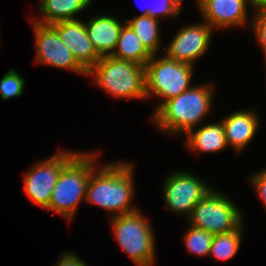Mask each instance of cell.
I'll use <instances>...</instances> for the list:
<instances>
[{
	"mask_svg": "<svg viewBox=\"0 0 266 266\" xmlns=\"http://www.w3.org/2000/svg\"><path fill=\"white\" fill-rule=\"evenodd\" d=\"M134 165L128 162L108 163L92 170L87 187L86 203L97 205L116 217L139 210L131 206L134 196Z\"/></svg>",
	"mask_w": 266,
	"mask_h": 266,
	"instance_id": "obj_1",
	"label": "cell"
},
{
	"mask_svg": "<svg viewBox=\"0 0 266 266\" xmlns=\"http://www.w3.org/2000/svg\"><path fill=\"white\" fill-rule=\"evenodd\" d=\"M214 93L212 84L193 85L156 108L152 121L161 131L187 134L212 110Z\"/></svg>",
	"mask_w": 266,
	"mask_h": 266,
	"instance_id": "obj_2",
	"label": "cell"
},
{
	"mask_svg": "<svg viewBox=\"0 0 266 266\" xmlns=\"http://www.w3.org/2000/svg\"><path fill=\"white\" fill-rule=\"evenodd\" d=\"M98 153L77 152L62 168L52 190L48 210L55 211L69 222L79 203L86 199V187L92 170L97 167Z\"/></svg>",
	"mask_w": 266,
	"mask_h": 266,
	"instance_id": "obj_3",
	"label": "cell"
},
{
	"mask_svg": "<svg viewBox=\"0 0 266 266\" xmlns=\"http://www.w3.org/2000/svg\"><path fill=\"white\" fill-rule=\"evenodd\" d=\"M96 85L119 99H146L145 66L112 56L101 57L87 72Z\"/></svg>",
	"mask_w": 266,
	"mask_h": 266,
	"instance_id": "obj_4",
	"label": "cell"
},
{
	"mask_svg": "<svg viewBox=\"0 0 266 266\" xmlns=\"http://www.w3.org/2000/svg\"><path fill=\"white\" fill-rule=\"evenodd\" d=\"M141 210L111 217L112 229L119 246L137 266H152L156 260L155 234Z\"/></svg>",
	"mask_w": 266,
	"mask_h": 266,
	"instance_id": "obj_5",
	"label": "cell"
},
{
	"mask_svg": "<svg viewBox=\"0 0 266 266\" xmlns=\"http://www.w3.org/2000/svg\"><path fill=\"white\" fill-rule=\"evenodd\" d=\"M157 57V58H156ZM194 66L168 58L153 55L145 65L146 97L158 96L163 98L157 105L177 97L193 85L191 80Z\"/></svg>",
	"mask_w": 266,
	"mask_h": 266,
	"instance_id": "obj_6",
	"label": "cell"
},
{
	"mask_svg": "<svg viewBox=\"0 0 266 266\" xmlns=\"http://www.w3.org/2000/svg\"><path fill=\"white\" fill-rule=\"evenodd\" d=\"M240 209L217 189H212L192 209L189 225L204 229L213 235L237 229L244 221Z\"/></svg>",
	"mask_w": 266,
	"mask_h": 266,
	"instance_id": "obj_7",
	"label": "cell"
},
{
	"mask_svg": "<svg viewBox=\"0 0 266 266\" xmlns=\"http://www.w3.org/2000/svg\"><path fill=\"white\" fill-rule=\"evenodd\" d=\"M162 188V197L168 210L188 217L194 206L213 189L196 175L184 170L169 174Z\"/></svg>",
	"mask_w": 266,
	"mask_h": 266,
	"instance_id": "obj_8",
	"label": "cell"
},
{
	"mask_svg": "<svg viewBox=\"0 0 266 266\" xmlns=\"http://www.w3.org/2000/svg\"><path fill=\"white\" fill-rule=\"evenodd\" d=\"M77 152L60 150L52 157L38 162L24 176L23 190L32 204L48 208L52 190L63 166Z\"/></svg>",
	"mask_w": 266,
	"mask_h": 266,
	"instance_id": "obj_9",
	"label": "cell"
},
{
	"mask_svg": "<svg viewBox=\"0 0 266 266\" xmlns=\"http://www.w3.org/2000/svg\"><path fill=\"white\" fill-rule=\"evenodd\" d=\"M35 35L36 64L71 70L87 76V71L77 62L67 45L59 38L50 24H41L31 20Z\"/></svg>",
	"mask_w": 266,
	"mask_h": 266,
	"instance_id": "obj_10",
	"label": "cell"
},
{
	"mask_svg": "<svg viewBox=\"0 0 266 266\" xmlns=\"http://www.w3.org/2000/svg\"><path fill=\"white\" fill-rule=\"evenodd\" d=\"M214 29L205 21L181 27L172 38L164 54L173 60L194 66L195 61L206 53Z\"/></svg>",
	"mask_w": 266,
	"mask_h": 266,
	"instance_id": "obj_11",
	"label": "cell"
},
{
	"mask_svg": "<svg viewBox=\"0 0 266 266\" xmlns=\"http://www.w3.org/2000/svg\"><path fill=\"white\" fill-rule=\"evenodd\" d=\"M69 47L77 62L88 72L101 58L89 40L83 21L68 20L50 24Z\"/></svg>",
	"mask_w": 266,
	"mask_h": 266,
	"instance_id": "obj_12",
	"label": "cell"
},
{
	"mask_svg": "<svg viewBox=\"0 0 266 266\" xmlns=\"http://www.w3.org/2000/svg\"><path fill=\"white\" fill-rule=\"evenodd\" d=\"M256 7V0H209L200 9L203 19L214 30L247 24L248 6Z\"/></svg>",
	"mask_w": 266,
	"mask_h": 266,
	"instance_id": "obj_13",
	"label": "cell"
},
{
	"mask_svg": "<svg viewBox=\"0 0 266 266\" xmlns=\"http://www.w3.org/2000/svg\"><path fill=\"white\" fill-rule=\"evenodd\" d=\"M89 40L97 53L111 56L116 49L118 38L124 23L113 15H98L84 22Z\"/></svg>",
	"mask_w": 266,
	"mask_h": 266,
	"instance_id": "obj_14",
	"label": "cell"
},
{
	"mask_svg": "<svg viewBox=\"0 0 266 266\" xmlns=\"http://www.w3.org/2000/svg\"><path fill=\"white\" fill-rule=\"evenodd\" d=\"M259 116L253 110H239L222 120L226 142L238 153L244 150L258 130Z\"/></svg>",
	"mask_w": 266,
	"mask_h": 266,
	"instance_id": "obj_15",
	"label": "cell"
},
{
	"mask_svg": "<svg viewBox=\"0 0 266 266\" xmlns=\"http://www.w3.org/2000/svg\"><path fill=\"white\" fill-rule=\"evenodd\" d=\"M185 143L188 149L197 153H216L228 147L222 121L190 130Z\"/></svg>",
	"mask_w": 266,
	"mask_h": 266,
	"instance_id": "obj_16",
	"label": "cell"
},
{
	"mask_svg": "<svg viewBox=\"0 0 266 266\" xmlns=\"http://www.w3.org/2000/svg\"><path fill=\"white\" fill-rule=\"evenodd\" d=\"M90 3H92V0H40V5L36 10L41 12L43 19L31 20L41 24L78 20L75 15L84 11L90 6Z\"/></svg>",
	"mask_w": 266,
	"mask_h": 266,
	"instance_id": "obj_17",
	"label": "cell"
},
{
	"mask_svg": "<svg viewBox=\"0 0 266 266\" xmlns=\"http://www.w3.org/2000/svg\"><path fill=\"white\" fill-rule=\"evenodd\" d=\"M111 56L120 60L137 62L145 66L153 55L125 22L122 26L116 49Z\"/></svg>",
	"mask_w": 266,
	"mask_h": 266,
	"instance_id": "obj_18",
	"label": "cell"
},
{
	"mask_svg": "<svg viewBox=\"0 0 266 266\" xmlns=\"http://www.w3.org/2000/svg\"><path fill=\"white\" fill-rule=\"evenodd\" d=\"M124 22L131 27L142 44L152 55H158V51L161 48V32L159 31L160 20L148 15H139L131 19H126Z\"/></svg>",
	"mask_w": 266,
	"mask_h": 266,
	"instance_id": "obj_19",
	"label": "cell"
},
{
	"mask_svg": "<svg viewBox=\"0 0 266 266\" xmlns=\"http://www.w3.org/2000/svg\"><path fill=\"white\" fill-rule=\"evenodd\" d=\"M243 226L244 223L231 232L214 235L209 256L218 261L232 259L240 249Z\"/></svg>",
	"mask_w": 266,
	"mask_h": 266,
	"instance_id": "obj_20",
	"label": "cell"
},
{
	"mask_svg": "<svg viewBox=\"0 0 266 266\" xmlns=\"http://www.w3.org/2000/svg\"><path fill=\"white\" fill-rule=\"evenodd\" d=\"M213 237L214 235L212 233L189 225L183 241L188 252L197 256H209Z\"/></svg>",
	"mask_w": 266,
	"mask_h": 266,
	"instance_id": "obj_21",
	"label": "cell"
},
{
	"mask_svg": "<svg viewBox=\"0 0 266 266\" xmlns=\"http://www.w3.org/2000/svg\"><path fill=\"white\" fill-rule=\"evenodd\" d=\"M25 80L15 70L10 69L0 80V96L4 100L12 97H19L23 93Z\"/></svg>",
	"mask_w": 266,
	"mask_h": 266,
	"instance_id": "obj_22",
	"label": "cell"
},
{
	"mask_svg": "<svg viewBox=\"0 0 266 266\" xmlns=\"http://www.w3.org/2000/svg\"><path fill=\"white\" fill-rule=\"evenodd\" d=\"M182 0H151V10L147 14L157 20L159 17L178 16L181 10Z\"/></svg>",
	"mask_w": 266,
	"mask_h": 266,
	"instance_id": "obj_23",
	"label": "cell"
},
{
	"mask_svg": "<svg viewBox=\"0 0 266 266\" xmlns=\"http://www.w3.org/2000/svg\"><path fill=\"white\" fill-rule=\"evenodd\" d=\"M255 9L254 18L251 20V26L252 29H254L255 38L264 52L263 54L265 55L266 62V12L260 11L257 7H255Z\"/></svg>",
	"mask_w": 266,
	"mask_h": 266,
	"instance_id": "obj_24",
	"label": "cell"
},
{
	"mask_svg": "<svg viewBox=\"0 0 266 266\" xmlns=\"http://www.w3.org/2000/svg\"><path fill=\"white\" fill-rule=\"evenodd\" d=\"M250 183L256 190L261 202L266 206V167L251 176Z\"/></svg>",
	"mask_w": 266,
	"mask_h": 266,
	"instance_id": "obj_25",
	"label": "cell"
},
{
	"mask_svg": "<svg viewBox=\"0 0 266 266\" xmlns=\"http://www.w3.org/2000/svg\"><path fill=\"white\" fill-rule=\"evenodd\" d=\"M54 266H87V264L76 253L66 252L61 255V259Z\"/></svg>",
	"mask_w": 266,
	"mask_h": 266,
	"instance_id": "obj_26",
	"label": "cell"
},
{
	"mask_svg": "<svg viewBox=\"0 0 266 266\" xmlns=\"http://www.w3.org/2000/svg\"><path fill=\"white\" fill-rule=\"evenodd\" d=\"M256 7L263 12H266V0H256Z\"/></svg>",
	"mask_w": 266,
	"mask_h": 266,
	"instance_id": "obj_27",
	"label": "cell"
},
{
	"mask_svg": "<svg viewBox=\"0 0 266 266\" xmlns=\"http://www.w3.org/2000/svg\"><path fill=\"white\" fill-rule=\"evenodd\" d=\"M145 3H146V1H145ZM148 3H147V5H145V8H143V9L141 8L142 9V14H140V15L143 16V15H147L149 13V11L151 10V1H149Z\"/></svg>",
	"mask_w": 266,
	"mask_h": 266,
	"instance_id": "obj_28",
	"label": "cell"
},
{
	"mask_svg": "<svg viewBox=\"0 0 266 266\" xmlns=\"http://www.w3.org/2000/svg\"><path fill=\"white\" fill-rule=\"evenodd\" d=\"M209 0H196L197 2V7H199V9Z\"/></svg>",
	"mask_w": 266,
	"mask_h": 266,
	"instance_id": "obj_29",
	"label": "cell"
}]
</instances>
